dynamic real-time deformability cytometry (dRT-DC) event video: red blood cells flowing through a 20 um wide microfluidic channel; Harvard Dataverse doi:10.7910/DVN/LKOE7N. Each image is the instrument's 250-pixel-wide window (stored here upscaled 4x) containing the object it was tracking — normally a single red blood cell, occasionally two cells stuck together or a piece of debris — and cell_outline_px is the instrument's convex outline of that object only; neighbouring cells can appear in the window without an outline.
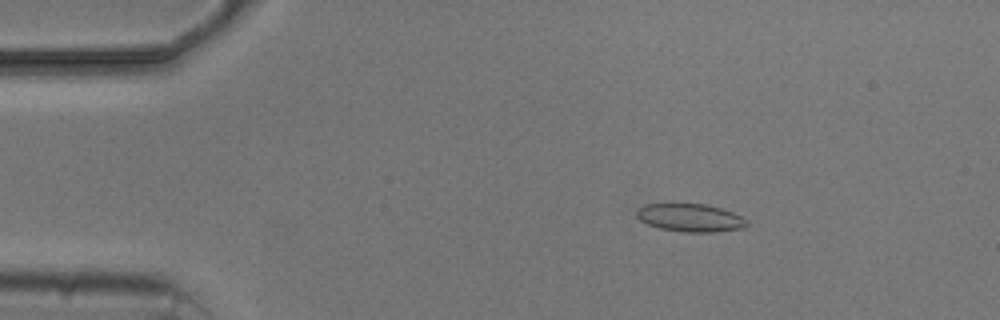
{"species": "common noctule bat (a hibernating species)", "species_latin": "Nyctalus noctula", "temperature_condition": "cold", "stored_images_in_passage": 4, "camera_frame_rate_fps": 3000, "um_per_image_px": 0.085, "animal": {"sex": "male", "body_mass_g": 20.5, "forearm_length_mm": 52.5}, "frame": {"image": 1, "passage_image": 3, "time_ms": 2.333, "image_size_px": [1000, 320], "cell_outline_px": [[748, 224], [744, 228], [712, 232], [684, 232], [660, 228], [648, 224], [640, 220], [636, 216], [636, 208], [644, 204], [708, 204], [732, 212], [748, 220]], "centroid_in_image_um": [58.66, 18.5], "position_along_channel_um": 26.3, "area_um2": 17.98}}
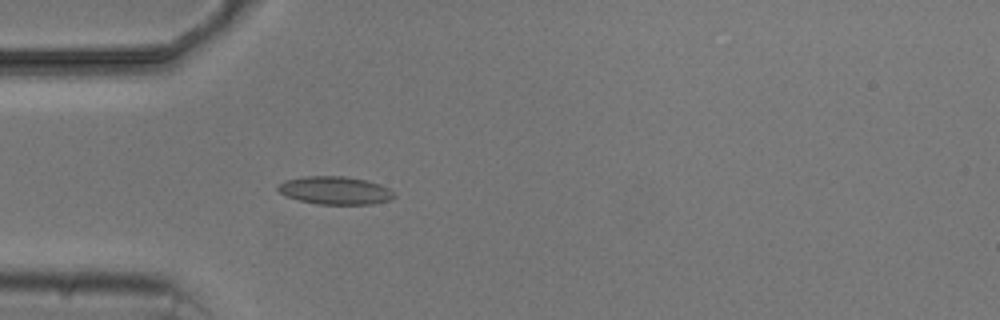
{"frame": {"image": 2, "passage_image": 4, "time_ms": 4.667, "image_size_px": [1000, 320], "cell_outline_px": [[396, 196], [392, 200], [372, 204], [316, 204], [284, 196], [276, 188], [284, 180], [304, 176], [344, 176], [364, 180], [380, 184], [396, 192]], "centroid_in_image_um": [28.5, 16.19], "position_along_channel_um": 56.5, "area_um2": 19.07}}